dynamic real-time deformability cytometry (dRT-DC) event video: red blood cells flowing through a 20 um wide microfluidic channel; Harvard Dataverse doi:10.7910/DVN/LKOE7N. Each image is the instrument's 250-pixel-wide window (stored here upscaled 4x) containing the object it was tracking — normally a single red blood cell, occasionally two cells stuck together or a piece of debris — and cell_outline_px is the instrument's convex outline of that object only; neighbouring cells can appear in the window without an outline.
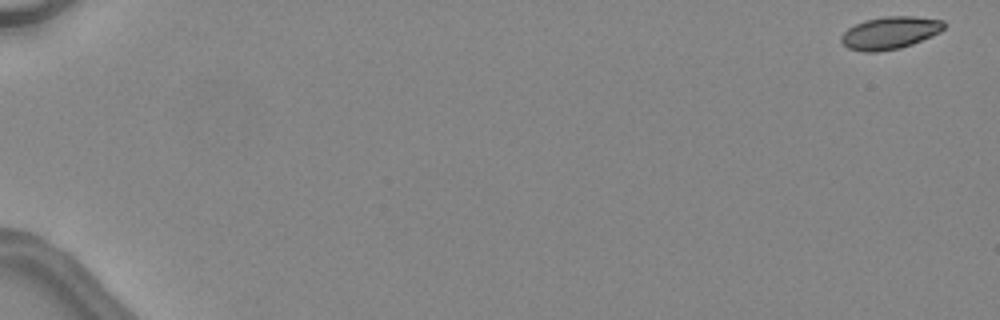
{"species": "common noctule bat (a hibernating species)", "species_latin": "Nyctalus noctula", "temperature_condition": "warm", "stored_images_in_passage": 47, "camera_frame_rate_fps": 3000, "um_per_image_px": 0.085, "animal": {"sex": "female", "body_mass_g": 24.6, "forearm_length_mm": 56.2}, "frame": {"image": 1, "passage_image": 1, "time_ms": 0.0, "image_size_px": [1000, 320], "cell_outline_px": [[944, 28], [940, 32], [932, 36], [912, 44], [900, 48], [876, 52], [864, 52], [848, 48], [840, 40], [840, 36], [848, 28], [864, 20], [884, 16], [912, 16], [944, 20]], "centroid_in_image_um": [75.64, 2.79], "position_along_channel_um": 9.4, "area_um2": 19.48}}
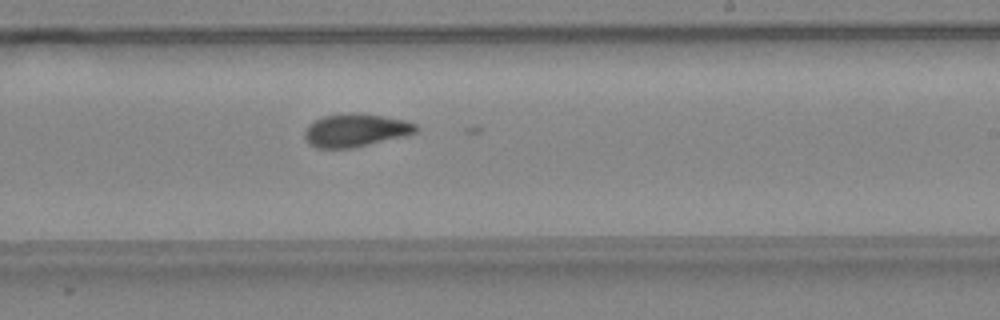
{"frame": {"image": 2, "passage_image": 31, "time_ms": 10.0, "image_size_px": [1000, 320], "cell_outline_px": [[420, 128], [416, 132], [352, 148], [316, 148], [308, 144], [304, 136], [304, 132], [316, 120], [324, 116], [380, 116], [404, 120], [416, 124]], "centroid_in_image_um": [30.21, 11.13], "position_along_channel_um": 258.8, "area_um2": 20.11}}
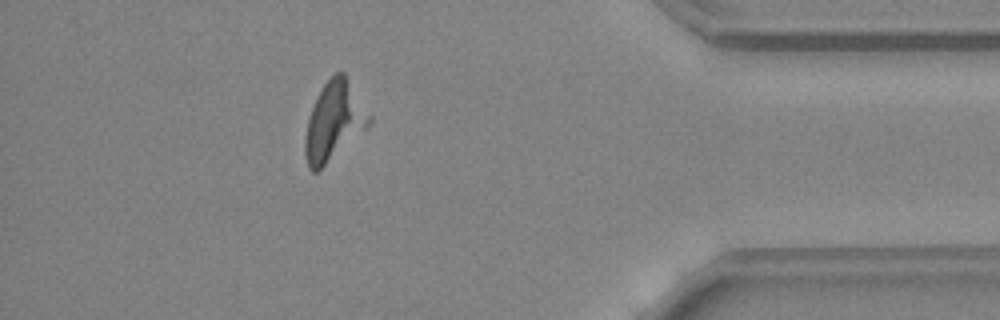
{"frame": {"image": 3, "passage_image": 43, "time_ms": 14.0, "image_size_px": [1000, 320], "cell_outline_px": [[372, 120], [364, 128], [316, 172], [312, 172], [308, 168], [304, 152], [304, 140], [308, 116], [324, 84], [336, 72], [344, 72], [372, 116]], "centroid_in_image_um": [28.36, 10.28], "position_along_channel_um": 406.8, "area_um2": 28.5}}